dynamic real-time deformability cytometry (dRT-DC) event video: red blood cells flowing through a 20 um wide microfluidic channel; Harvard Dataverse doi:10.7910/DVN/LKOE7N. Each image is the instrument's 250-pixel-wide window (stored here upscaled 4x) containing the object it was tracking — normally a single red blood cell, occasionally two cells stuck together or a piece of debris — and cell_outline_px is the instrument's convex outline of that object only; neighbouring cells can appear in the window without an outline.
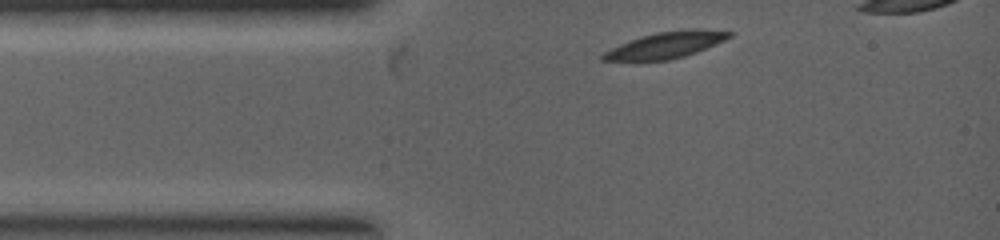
{"species": "common noctule bat (a hibernating species)", "species_latin": "Nyctalus noctula", "temperature_condition": "warm", "stored_images_in_passage": 2, "camera_frame_rate_fps": 5000, "um_per_image_px": 0.085, "animal": {"sex": "female", "body_mass_g": 19.0, "forearm_length_mm": 53.3}, "frame": {"image": 1, "passage_image": 2, "time_ms": 0.4, "image_size_px": [1000, 240], "cell_outline_px": [[732, 36], [724, 40], [696, 52], [684, 56], [668, 60], [600, 60], [600, 56], [604, 52], [620, 44], [640, 36], [656, 32], [688, 28], [700, 28], [732, 32]], "centroid_in_image_um": [56.61, 3.8], "position_along_channel_um": 28.4, "area_um2": 19.25}}